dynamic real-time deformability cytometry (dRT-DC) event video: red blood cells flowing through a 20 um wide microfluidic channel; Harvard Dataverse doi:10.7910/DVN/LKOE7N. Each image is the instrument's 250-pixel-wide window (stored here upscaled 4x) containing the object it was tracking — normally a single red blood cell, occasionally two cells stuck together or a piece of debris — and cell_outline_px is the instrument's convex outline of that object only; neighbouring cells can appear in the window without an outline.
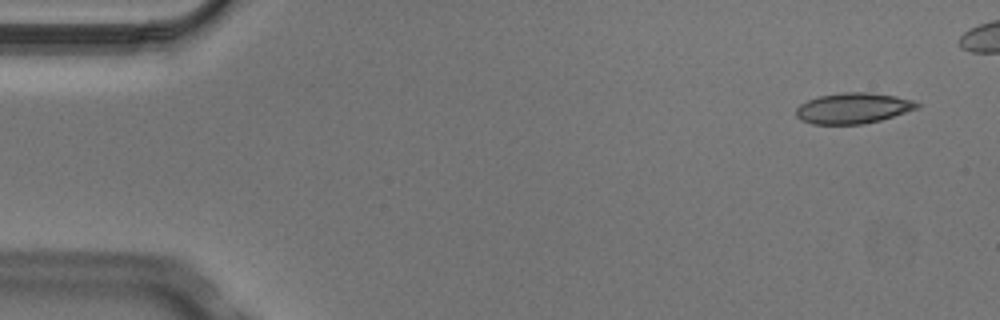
{"species": "Egyptian fruit bat (a non-hibernating species)", "species_latin": "Rousettus aegyptiacus", "temperature_condition": "cold", "stored_images_in_passage": 5, "camera_frame_rate_fps": 3000, "um_per_image_px": 0.085, "animal": {"sex": "male"}, "frame": {"image": 1, "passage_image": 1, "time_ms": 0.0, "image_size_px": [1000, 320], "cell_outline_px": [[920, 108], [880, 120], [864, 124], [812, 124], [800, 120], [796, 116], [796, 108], [800, 104], [808, 100], [820, 96], [840, 92], [872, 92], [896, 96], [912, 100], [920, 104]], "centroid_in_image_um": [72.52, 9.19], "position_along_channel_um": 12.5, "area_um2": 21.79}}